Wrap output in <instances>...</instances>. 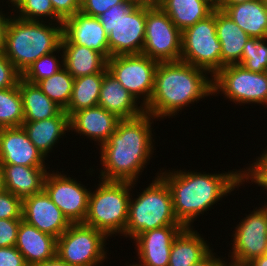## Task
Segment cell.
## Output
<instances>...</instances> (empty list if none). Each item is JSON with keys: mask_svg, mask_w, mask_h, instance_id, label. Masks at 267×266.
<instances>
[{"mask_svg": "<svg viewBox=\"0 0 267 266\" xmlns=\"http://www.w3.org/2000/svg\"><path fill=\"white\" fill-rule=\"evenodd\" d=\"M152 119L155 120L151 114L144 112L139 117L118 122L116 130L99 148L103 170H99L98 178L137 182L156 150L153 147Z\"/></svg>", "mask_w": 267, "mask_h": 266, "instance_id": "6da1fadb", "label": "cell"}, {"mask_svg": "<svg viewBox=\"0 0 267 266\" xmlns=\"http://www.w3.org/2000/svg\"><path fill=\"white\" fill-rule=\"evenodd\" d=\"M163 170L160 169L159 175L171 190L175 216L186 228L193 227L192 223L199 215L211 210L223 197L231 195L235 188L239 189L244 184L243 168L220 174Z\"/></svg>", "mask_w": 267, "mask_h": 266, "instance_id": "7a4b0ae2", "label": "cell"}, {"mask_svg": "<svg viewBox=\"0 0 267 266\" xmlns=\"http://www.w3.org/2000/svg\"><path fill=\"white\" fill-rule=\"evenodd\" d=\"M208 71L183 61L159 62L150 101L145 113L155 119L176 116L200 99L213 95V77Z\"/></svg>", "mask_w": 267, "mask_h": 266, "instance_id": "3957f363", "label": "cell"}, {"mask_svg": "<svg viewBox=\"0 0 267 266\" xmlns=\"http://www.w3.org/2000/svg\"><path fill=\"white\" fill-rule=\"evenodd\" d=\"M61 39L62 23L26 21L13 15L2 54L22 75L40 57L56 51Z\"/></svg>", "mask_w": 267, "mask_h": 266, "instance_id": "277c9868", "label": "cell"}, {"mask_svg": "<svg viewBox=\"0 0 267 266\" xmlns=\"http://www.w3.org/2000/svg\"><path fill=\"white\" fill-rule=\"evenodd\" d=\"M152 183L137 198L129 199L128 221L123 236L133 238L149 230L163 226H183L173 209L171 190L165 180L156 173Z\"/></svg>", "mask_w": 267, "mask_h": 266, "instance_id": "5b68a950", "label": "cell"}, {"mask_svg": "<svg viewBox=\"0 0 267 266\" xmlns=\"http://www.w3.org/2000/svg\"><path fill=\"white\" fill-rule=\"evenodd\" d=\"M99 180L98 187L90 192L84 224L107 237L123 236L128 221L130 192L136 182Z\"/></svg>", "mask_w": 267, "mask_h": 266, "instance_id": "8992f818", "label": "cell"}, {"mask_svg": "<svg viewBox=\"0 0 267 266\" xmlns=\"http://www.w3.org/2000/svg\"><path fill=\"white\" fill-rule=\"evenodd\" d=\"M108 35L109 58L117 55L142 54L146 7L125 0L106 10L99 17Z\"/></svg>", "mask_w": 267, "mask_h": 266, "instance_id": "52a82bcc", "label": "cell"}, {"mask_svg": "<svg viewBox=\"0 0 267 266\" xmlns=\"http://www.w3.org/2000/svg\"><path fill=\"white\" fill-rule=\"evenodd\" d=\"M107 236L84 223H72L57 239L56 255L69 266H100L107 259Z\"/></svg>", "mask_w": 267, "mask_h": 266, "instance_id": "ba28073f", "label": "cell"}, {"mask_svg": "<svg viewBox=\"0 0 267 266\" xmlns=\"http://www.w3.org/2000/svg\"><path fill=\"white\" fill-rule=\"evenodd\" d=\"M222 45L215 25V10L182 32L180 60L202 68L213 77L221 69Z\"/></svg>", "mask_w": 267, "mask_h": 266, "instance_id": "9c48e42d", "label": "cell"}, {"mask_svg": "<svg viewBox=\"0 0 267 266\" xmlns=\"http://www.w3.org/2000/svg\"><path fill=\"white\" fill-rule=\"evenodd\" d=\"M217 94L241 106L253 103L267 107V72L248 71L238 64L224 66L213 76V96Z\"/></svg>", "mask_w": 267, "mask_h": 266, "instance_id": "30bf717a", "label": "cell"}, {"mask_svg": "<svg viewBox=\"0 0 267 266\" xmlns=\"http://www.w3.org/2000/svg\"><path fill=\"white\" fill-rule=\"evenodd\" d=\"M157 66V61L144 54L117 55L107 60V71L143 107L148 104L153 93Z\"/></svg>", "mask_w": 267, "mask_h": 266, "instance_id": "8fae6325", "label": "cell"}, {"mask_svg": "<svg viewBox=\"0 0 267 266\" xmlns=\"http://www.w3.org/2000/svg\"><path fill=\"white\" fill-rule=\"evenodd\" d=\"M182 32L161 8L146 7V27L142 54L159 62L180 61Z\"/></svg>", "mask_w": 267, "mask_h": 266, "instance_id": "7c38bea8", "label": "cell"}, {"mask_svg": "<svg viewBox=\"0 0 267 266\" xmlns=\"http://www.w3.org/2000/svg\"><path fill=\"white\" fill-rule=\"evenodd\" d=\"M61 171L48 172L44 191L71 223H84L91 190ZM89 190V191H88Z\"/></svg>", "mask_w": 267, "mask_h": 266, "instance_id": "4fadbf2b", "label": "cell"}, {"mask_svg": "<svg viewBox=\"0 0 267 266\" xmlns=\"http://www.w3.org/2000/svg\"><path fill=\"white\" fill-rule=\"evenodd\" d=\"M245 215L233 230L228 259L250 263L264 255L267 247V211L261 206Z\"/></svg>", "mask_w": 267, "mask_h": 266, "instance_id": "5bb4252c", "label": "cell"}, {"mask_svg": "<svg viewBox=\"0 0 267 266\" xmlns=\"http://www.w3.org/2000/svg\"><path fill=\"white\" fill-rule=\"evenodd\" d=\"M22 219L57 239L72 224L44 190L23 200Z\"/></svg>", "mask_w": 267, "mask_h": 266, "instance_id": "9a60e30c", "label": "cell"}, {"mask_svg": "<svg viewBox=\"0 0 267 266\" xmlns=\"http://www.w3.org/2000/svg\"><path fill=\"white\" fill-rule=\"evenodd\" d=\"M61 43L83 45L109 59L108 35L97 17L77 12L63 20Z\"/></svg>", "mask_w": 267, "mask_h": 266, "instance_id": "2e32d148", "label": "cell"}, {"mask_svg": "<svg viewBox=\"0 0 267 266\" xmlns=\"http://www.w3.org/2000/svg\"><path fill=\"white\" fill-rule=\"evenodd\" d=\"M43 154L28 138L23 127L0 129V163L27 167H46Z\"/></svg>", "mask_w": 267, "mask_h": 266, "instance_id": "e0dca14e", "label": "cell"}, {"mask_svg": "<svg viewBox=\"0 0 267 266\" xmlns=\"http://www.w3.org/2000/svg\"><path fill=\"white\" fill-rule=\"evenodd\" d=\"M184 226H163L135 236L137 259L145 266H168L171 246Z\"/></svg>", "mask_w": 267, "mask_h": 266, "instance_id": "ac0fdd59", "label": "cell"}, {"mask_svg": "<svg viewBox=\"0 0 267 266\" xmlns=\"http://www.w3.org/2000/svg\"><path fill=\"white\" fill-rule=\"evenodd\" d=\"M120 120L115 114L97 105L75 112L70 117V130L101 146L116 130Z\"/></svg>", "mask_w": 267, "mask_h": 266, "instance_id": "d6986e66", "label": "cell"}, {"mask_svg": "<svg viewBox=\"0 0 267 266\" xmlns=\"http://www.w3.org/2000/svg\"><path fill=\"white\" fill-rule=\"evenodd\" d=\"M98 105L121 120L136 118L145 112L142 104L108 71L103 75Z\"/></svg>", "mask_w": 267, "mask_h": 266, "instance_id": "ffe728a7", "label": "cell"}, {"mask_svg": "<svg viewBox=\"0 0 267 266\" xmlns=\"http://www.w3.org/2000/svg\"><path fill=\"white\" fill-rule=\"evenodd\" d=\"M15 247L23 255L26 264L32 266L56 256L57 238L22 220Z\"/></svg>", "mask_w": 267, "mask_h": 266, "instance_id": "44dd1931", "label": "cell"}, {"mask_svg": "<svg viewBox=\"0 0 267 266\" xmlns=\"http://www.w3.org/2000/svg\"><path fill=\"white\" fill-rule=\"evenodd\" d=\"M28 138L46 158L65 133L70 132V117L62 110L57 116L40 121H24Z\"/></svg>", "mask_w": 267, "mask_h": 266, "instance_id": "7402d4cb", "label": "cell"}, {"mask_svg": "<svg viewBox=\"0 0 267 266\" xmlns=\"http://www.w3.org/2000/svg\"><path fill=\"white\" fill-rule=\"evenodd\" d=\"M5 187L22 201L33 194L42 192L49 167H27L15 164H2Z\"/></svg>", "mask_w": 267, "mask_h": 266, "instance_id": "603a6c76", "label": "cell"}, {"mask_svg": "<svg viewBox=\"0 0 267 266\" xmlns=\"http://www.w3.org/2000/svg\"><path fill=\"white\" fill-rule=\"evenodd\" d=\"M215 25L218 40L222 45L221 69L227 65H239L249 35L221 10H215Z\"/></svg>", "mask_w": 267, "mask_h": 266, "instance_id": "cb8c5ba5", "label": "cell"}, {"mask_svg": "<svg viewBox=\"0 0 267 266\" xmlns=\"http://www.w3.org/2000/svg\"><path fill=\"white\" fill-rule=\"evenodd\" d=\"M212 250L197 230L185 227L172 243L168 266H192Z\"/></svg>", "mask_w": 267, "mask_h": 266, "instance_id": "d4e9b609", "label": "cell"}, {"mask_svg": "<svg viewBox=\"0 0 267 266\" xmlns=\"http://www.w3.org/2000/svg\"><path fill=\"white\" fill-rule=\"evenodd\" d=\"M64 68L74 77L101 73L107 59L99 52L74 43H61Z\"/></svg>", "mask_w": 267, "mask_h": 266, "instance_id": "484cf974", "label": "cell"}, {"mask_svg": "<svg viewBox=\"0 0 267 266\" xmlns=\"http://www.w3.org/2000/svg\"><path fill=\"white\" fill-rule=\"evenodd\" d=\"M250 38L267 37V10L261 0L228 6L224 11Z\"/></svg>", "mask_w": 267, "mask_h": 266, "instance_id": "4316f807", "label": "cell"}, {"mask_svg": "<svg viewBox=\"0 0 267 266\" xmlns=\"http://www.w3.org/2000/svg\"><path fill=\"white\" fill-rule=\"evenodd\" d=\"M24 121H40L57 116L63 109L44 94L37 84L19 80Z\"/></svg>", "mask_w": 267, "mask_h": 266, "instance_id": "83f0119b", "label": "cell"}, {"mask_svg": "<svg viewBox=\"0 0 267 266\" xmlns=\"http://www.w3.org/2000/svg\"><path fill=\"white\" fill-rule=\"evenodd\" d=\"M160 8L181 32L213 12L202 0H163Z\"/></svg>", "mask_w": 267, "mask_h": 266, "instance_id": "f1b7e54d", "label": "cell"}, {"mask_svg": "<svg viewBox=\"0 0 267 266\" xmlns=\"http://www.w3.org/2000/svg\"><path fill=\"white\" fill-rule=\"evenodd\" d=\"M107 67L101 72L74 78L71 100L64 110L69 117L75 112L98 105L103 75Z\"/></svg>", "mask_w": 267, "mask_h": 266, "instance_id": "f546056e", "label": "cell"}, {"mask_svg": "<svg viewBox=\"0 0 267 266\" xmlns=\"http://www.w3.org/2000/svg\"><path fill=\"white\" fill-rule=\"evenodd\" d=\"M74 77L63 67L36 84L53 102L65 110L71 100Z\"/></svg>", "mask_w": 267, "mask_h": 266, "instance_id": "4dcf8cb0", "label": "cell"}, {"mask_svg": "<svg viewBox=\"0 0 267 266\" xmlns=\"http://www.w3.org/2000/svg\"><path fill=\"white\" fill-rule=\"evenodd\" d=\"M24 123V111L19 90L16 86L0 89V129L21 127Z\"/></svg>", "mask_w": 267, "mask_h": 266, "instance_id": "1f68e13d", "label": "cell"}, {"mask_svg": "<svg viewBox=\"0 0 267 266\" xmlns=\"http://www.w3.org/2000/svg\"><path fill=\"white\" fill-rule=\"evenodd\" d=\"M8 6L11 7L10 9L13 8V12L17 11L13 14L14 16L26 21L45 20L52 23H63V19L54 11L51 0H17Z\"/></svg>", "mask_w": 267, "mask_h": 266, "instance_id": "d6a6232c", "label": "cell"}, {"mask_svg": "<svg viewBox=\"0 0 267 266\" xmlns=\"http://www.w3.org/2000/svg\"><path fill=\"white\" fill-rule=\"evenodd\" d=\"M267 37L249 38L243 48L241 65L256 73L267 71Z\"/></svg>", "mask_w": 267, "mask_h": 266, "instance_id": "836d02e7", "label": "cell"}, {"mask_svg": "<svg viewBox=\"0 0 267 266\" xmlns=\"http://www.w3.org/2000/svg\"><path fill=\"white\" fill-rule=\"evenodd\" d=\"M60 51H62L61 46L56 51L40 57L27 68V70L21 75V78L30 83L36 84L38 81L57 73L64 67L63 53L61 54ZM56 52L60 53L61 57H59V54L57 55ZM59 59H61V61Z\"/></svg>", "mask_w": 267, "mask_h": 266, "instance_id": "e575fe53", "label": "cell"}, {"mask_svg": "<svg viewBox=\"0 0 267 266\" xmlns=\"http://www.w3.org/2000/svg\"><path fill=\"white\" fill-rule=\"evenodd\" d=\"M267 147L263 150L260 156H257L252 164H250L246 169H243V183L245 181L248 183L258 184L261 188L267 191Z\"/></svg>", "mask_w": 267, "mask_h": 266, "instance_id": "d590c367", "label": "cell"}, {"mask_svg": "<svg viewBox=\"0 0 267 266\" xmlns=\"http://www.w3.org/2000/svg\"><path fill=\"white\" fill-rule=\"evenodd\" d=\"M23 201L7 190L0 193V219H22Z\"/></svg>", "mask_w": 267, "mask_h": 266, "instance_id": "8d00e7d4", "label": "cell"}, {"mask_svg": "<svg viewBox=\"0 0 267 266\" xmlns=\"http://www.w3.org/2000/svg\"><path fill=\"white\" fill-rule=\"evenodd\" d=\"M21 74L16 70L9 59L0 53V89L16 86Z\"/></svg>", "mask_w": 267, "mask_h": 266, "instance_id": "74e56055", "label": "cell"}, {"mask_svg": "<svg viewBox=\"0 0 267 266\" xmlns=\"http://www.w3.org/2000/svg\"><path fill=\"white\" fill-rule=\"evenodd\" d=\"M22 220L0 219V248L15 246L18 228Z\"/></svg>", "mask_w": 267, "mask_h": 266, "instance_id": "f35d334b", "label": "cell"}, {"mask_svg": "<svg viewBox=\"0 0 267 266\" xmlns=\"http://www.w3.org/2000/svg\"><path fill=\"white\" fill-rule=\"evenodd\" d=\"M125 0H81L80 12L91 17H99L112 6Z\"/></svg>", "mask_w": 267, "mask_h": 266, "instance_id": "ab89813d", "label": "cell"}, {"mask_svg": "<svg viewBox=\"0 0 267 266\" xmlns=\"http://www.w3.org/2000/svg\"><path fill=\"white\" fill-rule=\"evenodd\" d=\"M54 11L63 19L80 12L81 0H51Z\"/></svg>", "mask_w": 267, "mask_h": 266, "instance_id": "60d3db41", "label": "cell"}, {"mask_svg": "<svg viewBox=\"0 0 267 266\" xmlns=\"http://www.w3.org/2000/svg\"><path fill=\"white\" fill-rule=\"evenodd\" d=\"M0 266H28L23 255L13 247L0 248Z\"/></svg>", "mask_w": 267, "mask_h": 266, "instance_id": "b9f144b4", "label": "cell"}, {"mask_svg": "<svg viewBox=\"0 0 267 266\" xmlns=\"http://www.w3.org/2000/svg\"><path fill=\"white\" fill-rule=\"evenodd\" d=\"M2 9L0 10V53H2L4 45H5V39H6V32L9 25V22L14 14L12 11H10V15L7 16V14L3 13Z\"/></svg>", "mask_w": 267, "mask_h": 266, "instance_id": "7bdbcfd3", "label": "cell"}, {"mask_svg": "<svg viewBox=\"0 0 267 266\" xmlns=\"http://www.w3.org/2000/svg\"><path fill=\"white\" fill-rule=\"evenodd\" d=\"M221 259L222 258H220L218 255L216 256V253H213L212 250L204 259L192 266H219Z\"/></svg>", "mask_w": 267, "mask_h": 266, "instance_id": "ee69618b", "label": "cell"}, {"mask_svg": "<svg viewBox=\"0 0 267 266\" xmlns=\"http://www.w3.org/2000/svg\"><path fill=\"white\" fill-rule=\"evenodd\" d=\"M135 6H142L148 8H160L163 0H131Z\"/></svg>", "mask_w": 267, "mask_h": 266, "instance_id": "f6af8a7d", "label": "cell"}, {"mask_svg": "<svg viewBox=\"0 0 267 266\" xmlns=\"http://www.w3.org/2000/svg\"><path fill=\"white\" fill-rule=\"evenodd\" d=\"M32 266H69L66 262H63L57 255L48 261L37 263Z\"/></svg>", "mask_w": 267, "mask_h": 266, "instance_id": "bcb514c9", "label": "cell"}, {"mask_svg": "<svg viewBox=\"0 0 267 266\" xmlns=\"http://www.w3.org/2000/svg\"><path fill=\"white\" fill-rule=\"evenodd\" d=\"M249 1H252V0H221L219 10L224 11L228 6L239 4V3H245Z\"/></svg>", "mask_w": 267, "mask_h": 266, "instance_id": "7dc6e473", "label": "cell"}, {"mask_svg": "<svg viewBox=\"0 0 267 266\" xmlns=\"http://www.w3.org/2000/svg\"><path fill=\"white\" fill-rule=\"evenodd\" d=\"M249 264L250 266H267V257L265 255L259 256Z\"/></svg>", "mask_w": 267, "mask_h": 266, "instance_id": "c3c4849f", "label": "cell"}, {"mask_svg": "<svg viewBox=\"0 0 267 266\" xmlns=\"http://www.w3.org/2000/svg\"><path fill=\"white\" fill-rule=\"evenodd\" d=\"M219 266H250L249 263H242L235 260H232L230 262H225L223 259H221Z\"/></svg>", "mask_w": 267, "mask_h": 266, "instance_id": "681fc988", "label": "cell"}, {"mask_svg": "<svg viewBox=\"0 0 267 266\" xmlns=\"http://www.w3.org/2000/svg\"><path fill=\"white\" fill-rule=\"evenodd\" d=\"M6 191L3 165L0 163V193Z\"/></svg>", "mask_w": 267, "mask_h": 266, "instance_id": "f907efd6", "label": "cell"}, {"mask_svg": "<svg viewBox=\"0 0 267 266\" xmlns=\"http://www.w3.org/2000/svg\"><path fill=\"white\" fill-rule=\"evenodd\" d=\"M208 4L213 10H219L221 0H202Z\"/></svg>", "mask_w": 267, "mask_h": 266, "instance_id": "816d5d0a", "label": "cell"}, {"mask_svg": "<svg viewBox=\"0 0 267 266\" xmlns=\"http://www.w3.org/2000/svg\"><path fill=\"white\" fill-rule=\"evenodd\" d=\"M127 266H145V265H143L142 263H140V262H136V263H132V264H130V265H127Z\"/></svg>", "mask_w": 267, "mask_h": 266, "instance_id": "f5cc1de1", "label": "cell"}, {"mask_svg": "<svg viewBox=\"0 0 267 266\" xmlns=\"http://www.w3.org/2000/svg\"><path fill=\"white\" fill-rule=\"evenodd\" d=\"M262 207L267 211V202L262 205Z\"/></svg>", "mask_w": 267, "mask_h": 266, "instance_id": "db71d44e", "label": "cell"}, {"mask_svg": "<svg viewBox=\"0 0 267 266\" xmlns=\"http://www.w3.org/2000/svg\"><path fill=\"white\" fill-rule=\"evenodd\" d=\"M9 1H10V2H9ZM15 1H17V0H7L6 2H9L8 4L11 3V5H12Z\"/></svg>", "mask_w": 267, "mask_h": 266, "instance_id": "11a10c76", "label": "cell"}, {"mask_svg": "<svg viewBox=\"0 0 267 266\" xmlns=\"http://www.w3.org/2000/svg\"><path fill=\"white\" fill-rule=\"evenodd\" d=\"M264 255L267 257V247H266V250H265V253H264Z\"/></svg>", "mask_w": 267, "mask_h": 266, "instance_id": "9f6ffc18", "label": "cell"}, {"mask_svg": "<svg viewBox=\"0 0 267 266\" xmlns=\"http://www.w3.org/2000/svg\"><path fill=\"white\" fill-rule=\"evenodd\" d=\"M264 3H265V6H266V10H267V0Z\"/></svg>", "mask_w": 267, "mask_h": 266, "instance_id": "6f0895ef", "label": "cell"}]
</instances>
